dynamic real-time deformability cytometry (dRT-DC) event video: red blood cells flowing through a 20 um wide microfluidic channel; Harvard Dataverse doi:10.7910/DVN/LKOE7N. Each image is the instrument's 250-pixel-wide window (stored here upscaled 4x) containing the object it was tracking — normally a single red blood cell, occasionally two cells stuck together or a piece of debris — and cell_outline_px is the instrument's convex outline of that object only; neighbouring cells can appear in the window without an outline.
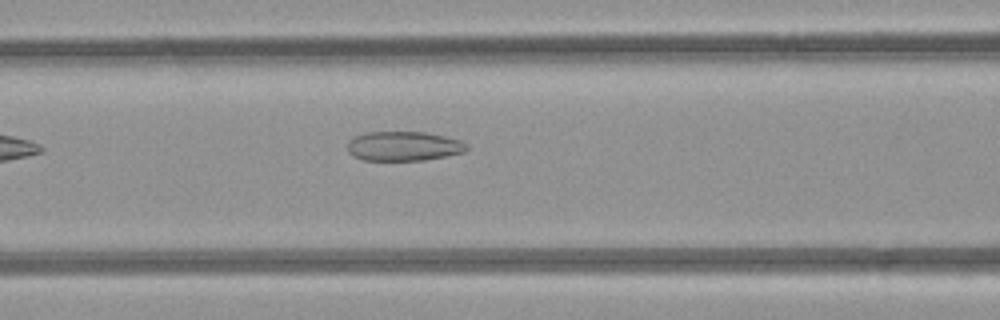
{"species": "common noctule bat (a hibernating species)", "species_latin": "Nyctalus noctula", "temperature_condition": "room temperature", "stored_images_in_passage": 6, "camera_frame_rate_fps": 3000, "um_per_image_px": 0.085, "animal": {"sex": "female", "body_mass_g": 21.9}, "frame": {"image": 1, "passage_image": 6, "time_ms": 6.0, "image_size_px": [1000, 320], "cell_outline_px": [[468, 148], [464, 152], [424, 160], [364, 160], [352, 156], [348, 152], [348, 140], [364, 132], [424, 132], [444, 136], [460, 140], [468, 144]], "centroid_in_image_um": [34.29, 12.42], "position_along_channel_um": 132.3, "area_um2": 20.46}}